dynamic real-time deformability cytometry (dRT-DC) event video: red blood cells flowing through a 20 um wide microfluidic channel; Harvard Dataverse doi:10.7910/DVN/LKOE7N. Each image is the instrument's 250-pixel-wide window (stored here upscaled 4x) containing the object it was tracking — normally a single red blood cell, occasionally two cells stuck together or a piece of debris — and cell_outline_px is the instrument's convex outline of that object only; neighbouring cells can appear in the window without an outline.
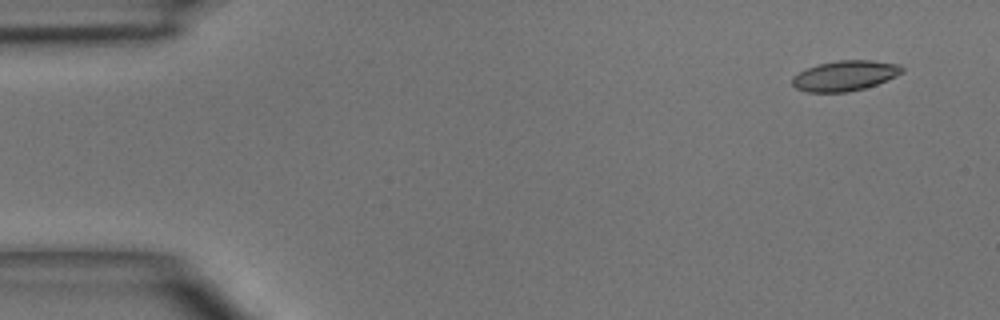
{"species": "common noctule bat (a hibernating species)", "species_latin": "Nyctalus noctula", "temperature_condition": "room temperature", "stored_images_in_passage": 5, "camera_frame_rate_fps": 3000, "um_per_image_px": 0.085, "animal": {"sex": "male", "body_mass_g": 15.6}, "frame": {"image": 1, "passage_image": 1, "time_ms": 0.0, "image_size_px": [1000, 320], "cell_outline_px": [[904, 72], [888, 80], [864, 88], [848, 92], [808, 92], [796, 88], [792, 84], [792, 76], [816, 64], [836, 60], [872, 60], [900, 64], [904, 68]], "centroid_in_image_um": [71.84, 6.42], "position_along_channel_um": 13.2, "area_um2": 19.48}}
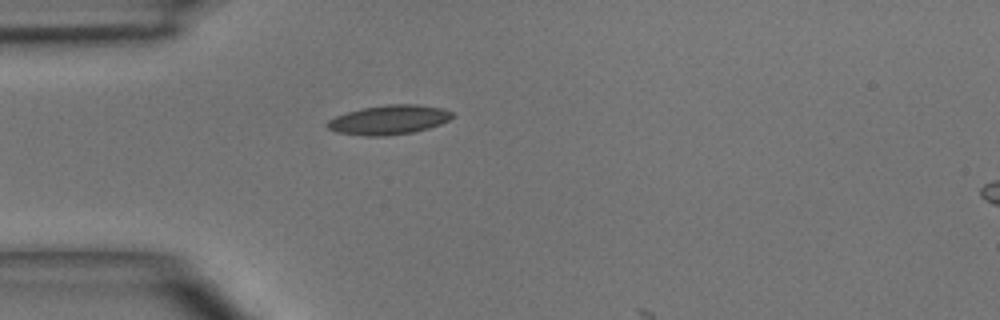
{"frame": {"image": 2, "passage_image": 4, "time_ms": 3.333, "image_size_px": [1000, 320], "cell_outline_px": [[456, 116], [440, 124], [416, 132], [388, 136], [364, 136], [336, 132], [328, 128], [324, 124], [328, 120], [336, 116], [348, 112], [364, 108], [388, 104], [416, 104], [440, 108], [452, 112]], "centroid_in_image_um": [33.06, 10.2], "position_along_channel_um": 51.9, "area_um2": 21.44}}